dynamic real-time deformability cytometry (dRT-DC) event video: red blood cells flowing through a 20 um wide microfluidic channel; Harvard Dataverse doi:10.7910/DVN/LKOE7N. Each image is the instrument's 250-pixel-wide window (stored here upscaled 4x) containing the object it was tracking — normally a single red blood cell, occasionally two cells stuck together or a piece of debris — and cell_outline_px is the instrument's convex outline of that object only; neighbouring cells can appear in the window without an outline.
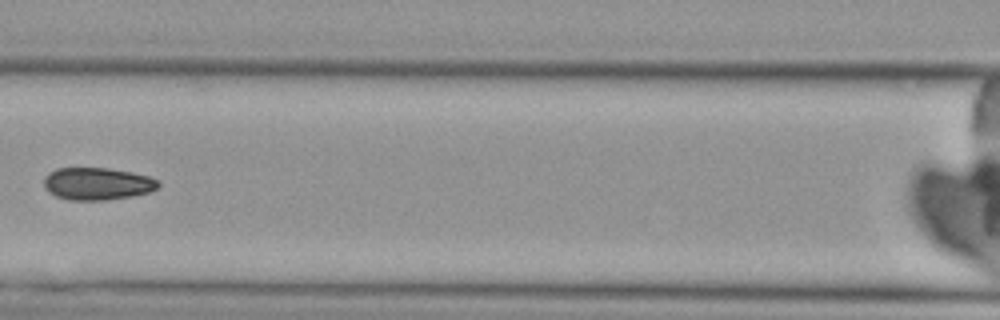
{"species": "Egyptian fruit bat (a non-hibernating species)", "species_latin": "Rousettus aegyptiacus", "temperature_condition": "cold", "stored_images_in_passage": 6, "camera_frame_rate_fps": 3000, "um_per_image_px": 0.085, "animal": {"sex": "female"}, "frame": {"image": 1, "passage_image": 5, "time_ms": 5.667, "image_size_px": [1000, 320], "cell_outline_px": [[160, 184], [156, 188], [148, 192], [132, 196], [104, 200], [68, 200], [56, 196], [48, 192], [44, 188], [44, 176], [48, 172], [56, 168], [108, 168], [132, 172], [148, 176], [160, 180]], "centroid_in_image_um": [8.24, 15.61], "position_along_channel_um": 158.4, "area_um2": 21.73}}
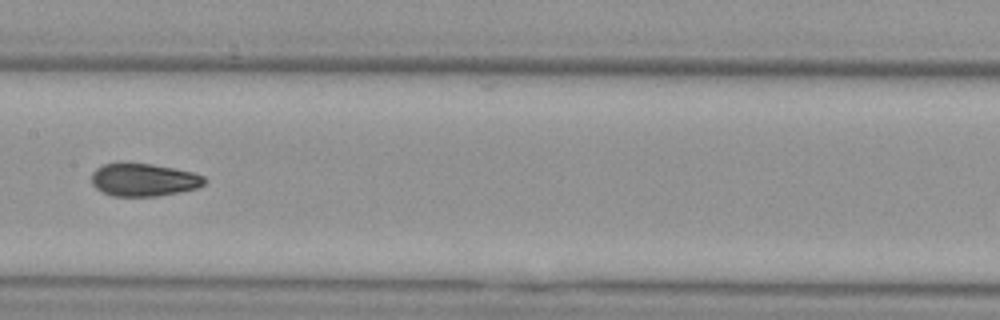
{"frame": {"image": 2, "passage_image": 6, "time_ms": 6.667, "image_size_px": [1000, 320], "cell_outline_px": [[204, 184], [196, 188], [180, 192], [156, 196], [112, 196], [96, 188], [92, 184], [92, 172], [96, 168], [104, 164], [120, 160], [152, 164], [192, 172], [204, 176]], "centroid_in_image_um": [12.16, 15.25], "position_along_channel_um": 195.2, "area_um2": 21.91}}